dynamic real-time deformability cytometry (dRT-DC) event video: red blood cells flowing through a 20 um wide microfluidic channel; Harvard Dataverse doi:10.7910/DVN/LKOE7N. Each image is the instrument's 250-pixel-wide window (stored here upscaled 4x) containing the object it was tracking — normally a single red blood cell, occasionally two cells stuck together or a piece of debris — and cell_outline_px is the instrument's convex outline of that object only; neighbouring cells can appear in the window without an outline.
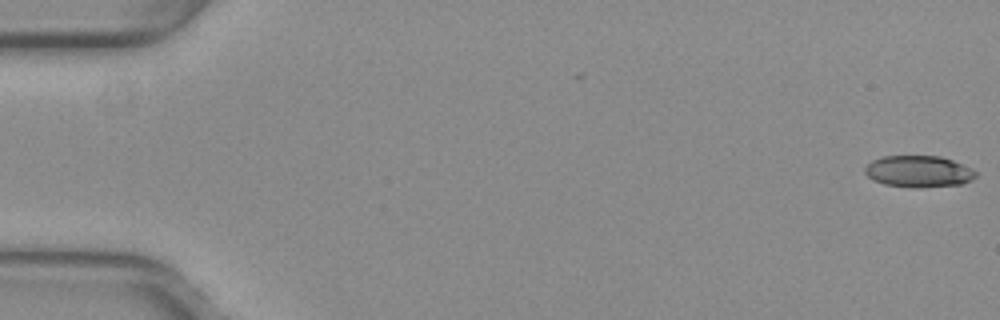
{"species": "common noctule bat (a hibernating species)", "species_latin": "Nyctalus noctula", "temperature_condition": "warm", "stored_images_in_passage": 53, "camera_frame_rate_fps": 3000, "um_per_image_px": 0.085, "animal": {"sex": "female", "body_mass_g": 29.2, "forearm_length_mm": 56.3}, "frame": {"image": 1, "passage_image": 1, "time_ms": 0.0, "image_size_px": [1000, 320], "cell_outline_px": [[976, 176], [972, 180], [960, 184], [916, 188], [912, 188], [884, 184], [872, 180], [864, 172], [864, 168], [872, 160], [884, 156], [940, 156], [952, 160], [972, 168], [976, 172]], "centroid_in_image_um": [78.07, 14.57], "position_along_channel_um": 6.9, "area_um2": 20.46}}
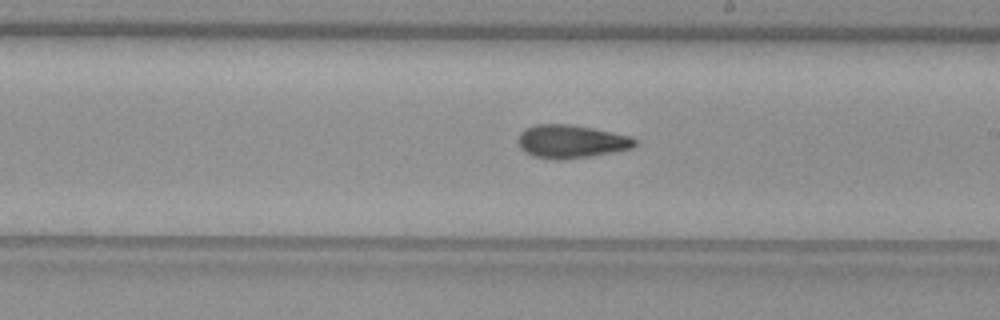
{"frame": {"image": 2, "passage_image": 31, "time_ms": 10.0, "image_size_px": [1000, 320], "cell_outline_px": [[636, 144], [632, 148], [612, 152], [588, 156], [560, 160], [556, 160], [532, 156], [524, 152], [520, 148], [516, 140], [520, 132], [524, 128], [536, 124], [568, 124], [592, 128], [632, 136], [636, 140]], "centroid_in_image_um": [48.49, 12.02], "position_along_channel_um": 240.5, "area_um2": 22.72}}
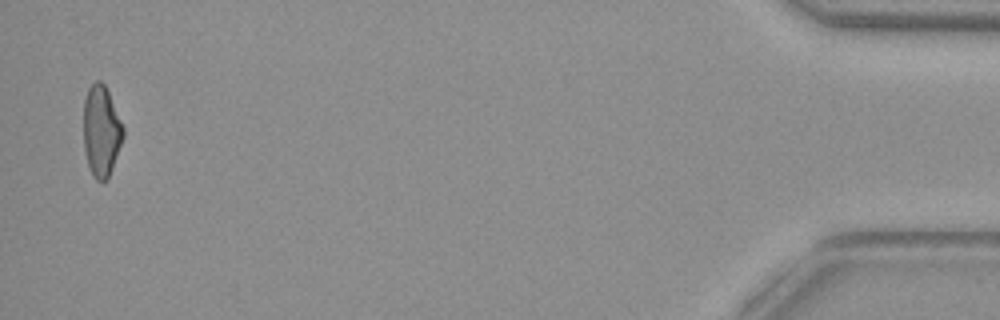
{"frame": {"image": 3, "passage_image": 52, "time_ms": 17.0, "image_size_px": [1000, 320], "cell_outline_px": [[124, 136], [108, 180], [96, 180], [92, 176], [88, 164], [84, 148], [84, 100], [88, 88], [96, 80], [100, 80], [104, 84], [108, 92], [124, 128]], "centroid_in_image_um": [8.61, 11.15], "position_along_channel_um": 426.6, "area_um2": 20.92}, "authors_computed_cell_mechanics": {"area_um2": 21.7906, "velocity_mm_per_s": 3.981, "shape_relaxation_time_tau1_ms": null, "shape_relaxation_time_tau2_ms": 2.7986, "deformation_change_tau1": null, "deformation_change_tau2": 0.1017}}